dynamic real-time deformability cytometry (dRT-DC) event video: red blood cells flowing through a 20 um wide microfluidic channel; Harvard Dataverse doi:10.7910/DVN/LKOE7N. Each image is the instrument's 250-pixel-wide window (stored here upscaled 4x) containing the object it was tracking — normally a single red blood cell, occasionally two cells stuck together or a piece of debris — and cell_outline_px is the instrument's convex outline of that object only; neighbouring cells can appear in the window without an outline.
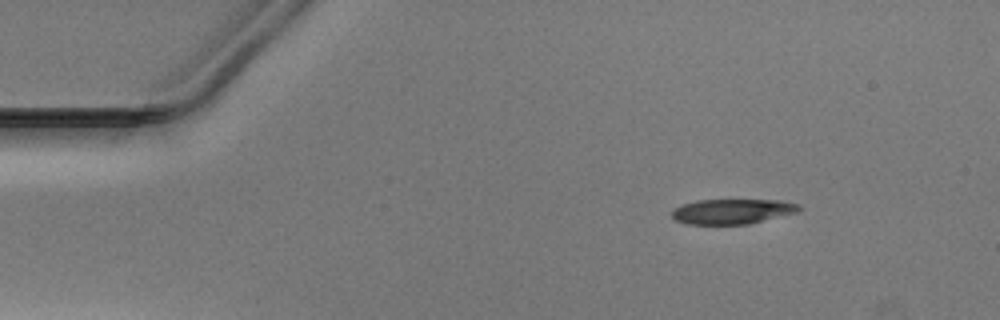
{"species": "Egyptian fruit bat (a non-hibernating species)", "species_latin": "Rousettus aegyptiacus", "temperature_condition": "warm", "stored_images_in_passage": 39, "camera_frame_rate_fps": 3000, "um_per_image_px": 0.085, "animal": {"sex": "male"}, "frame": {"image": 1, "passage_image": 1, "time_ms": 0.0, "image_size_px": [1000, 320], "cell_outline_px": [[800, 208], [796, 212], [748, 224], [684, 224], [672, 220], [672, 212], [680, 204], [696, 200], [780, 200], [800, 204]], "centroid_in_image_um": [62.18, 17.97], "position_along_channel_um": 22.8, "area_um2": 18.55}}
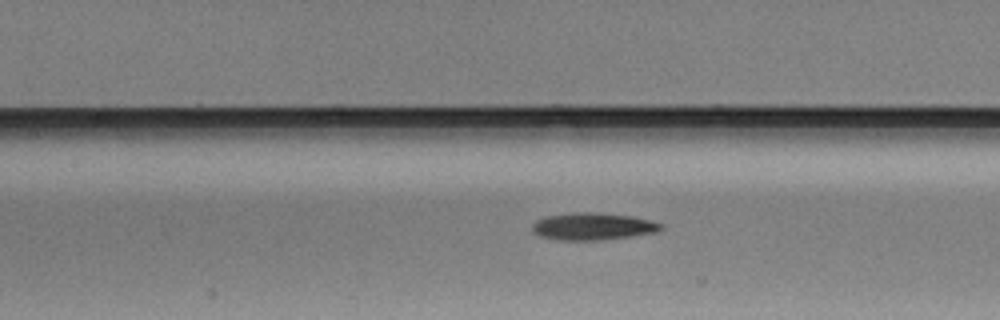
{"frame": {"image": 2, "passage_image": 17, "time_ms": 5.333, "image_size_px": [1000, 320], "cell_outline_px": [[664, 228], [656, 232], [632, 236], [600, 240], [556, 240], [540, 236], [532, 232], [532, 224], [536, 220], [548, 216], [576, 212], [596, 212], [632, 216], [652, 220], [664, 224]], "centroid_in_image_um": [50.41, 19.24], "position_along_channel_um": 157.0, "area_um2": 20.58}}
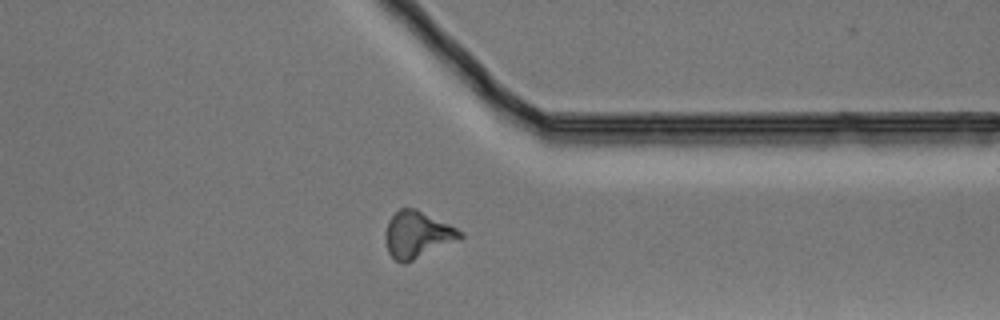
{"frame": {"image": 3, "passage_image": 34, "time_ms": 11.0, "image_size_px": [1000, 320], "cell_outline_px": [[464, 236], [404, 264], [396, 260], [388, 252], [384, 240], [384, 232], [388, 220], [400, 208], [416, 208], [464, 232]], "centroid_in_image_um": [35.42, 19.93], "position_along_channel_um": 376.0, "area_um2": 20.0}}